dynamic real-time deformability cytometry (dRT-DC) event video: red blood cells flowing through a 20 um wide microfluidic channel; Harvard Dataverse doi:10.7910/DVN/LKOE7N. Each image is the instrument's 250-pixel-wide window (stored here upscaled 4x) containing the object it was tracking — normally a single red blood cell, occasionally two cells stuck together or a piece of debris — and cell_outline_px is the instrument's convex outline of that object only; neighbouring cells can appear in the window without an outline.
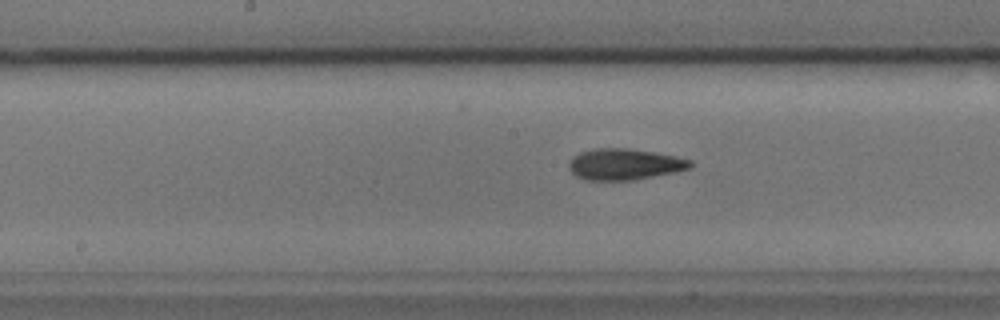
{"species": "common noctule bat (a hibernating species)", "species_latin": "Nyctalus noctula", "temperature_condition": "cold", "stored_images_in_passage": 40, "camera_frame_rate_fps": 3000, "um_per_image_px": 0.085, "animal": {"sex": "male", "body_mass_g": 17.9, "forearm_length_mm": 54.2}, "frame": {"image": 1, "passage_image": 17, "time_ms": 5.333, "image_size_px": [1000, 320], "cell_outline_px": [[692, 168], [676, 172], [632, 180], [584, 180], [576, 176], [568, 168], [568, 164], [572, 156], [580, 152], [592, 148], [628, 148], [676, 156], [692, 160]], "centroid_in_image_um": [53.07, 13.96], "position_along_channel_um": 195.1, "area_um2": 22.25}}
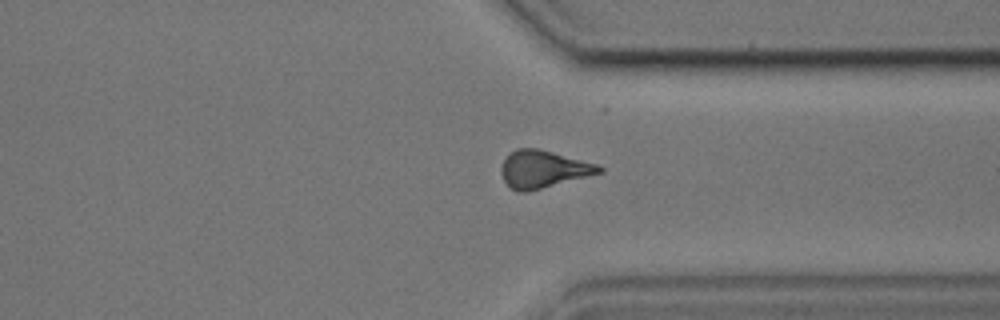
{"frame": {"image": 2, "passage_image": 31, "time_ms": 10.0, "image_size_px": [1000, 320], "cell_outline_px": [[604, 172], [524, 192], [520, 192], [508, 188], [500, 172], [500, 168], [504, 160], [516, 148], [536, 148], [600, 164], [604, 168]], "centroid_in_image_um": [46.18, 14.38], "position_along_channel_um": 365.2, "area_um2": 21.21}}
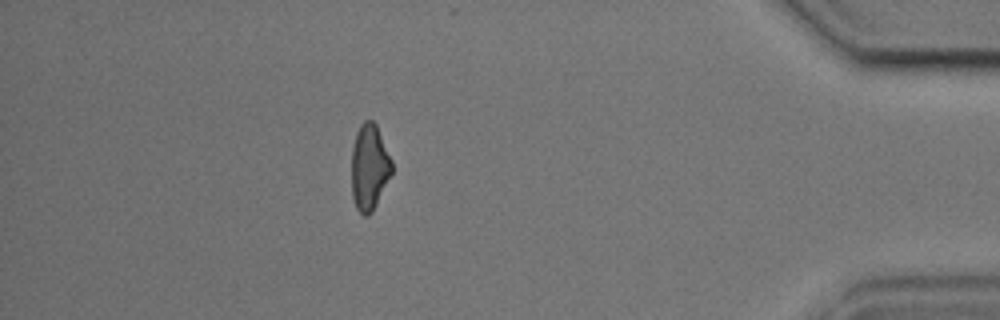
{"frame": {"image": 3, "passage_image": 38, "time_ms": 12.333, "image_size_px": [1000, 320], "cell_outline_px": [[392, 172], [372, 212], [368, 216], [364, 216], [356, 208], [352, 196], [352, 148], [356, 132], [360, 124], [364, 120], [372, 120], [376, 124], [392, 160]], "centroid_in_image_um": [31.39, 14.2], "position_along_channel_um": 403.8, "area_um2": 20.11}, "authors_computed_cell_mechanics": {"area_um2": 21.5305, "velocity_mm_per_s": 3.6613, "shape_relaxation_time_tau1_ms": 4.2008, "shape_relaxation_time_tau2_ms": 3.6056, "deformation_change_tau1": 0.133, "deformation_change_tau2": 0.1188}}